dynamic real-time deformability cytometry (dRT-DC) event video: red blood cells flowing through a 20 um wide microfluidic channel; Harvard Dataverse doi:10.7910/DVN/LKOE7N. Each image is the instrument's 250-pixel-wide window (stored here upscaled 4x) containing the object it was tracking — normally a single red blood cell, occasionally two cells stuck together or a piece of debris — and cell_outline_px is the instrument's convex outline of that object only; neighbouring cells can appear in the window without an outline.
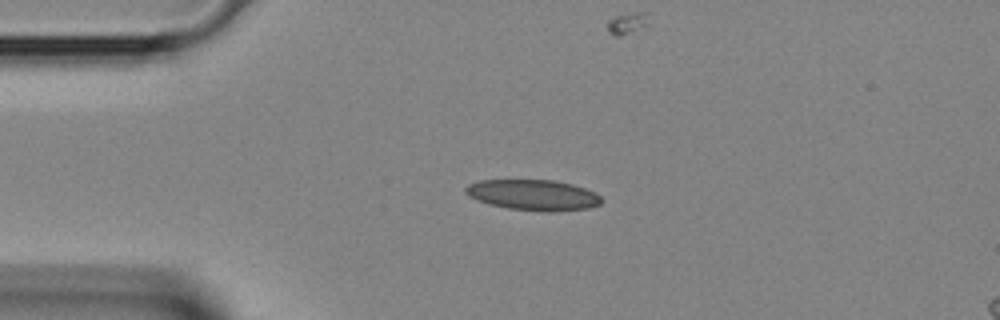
{"species": "Egyptian fruit bat (a non-hibernating species)", "species_latin": "Rousettus aegyptiacus", "temperature_condition": "room temperature", "stored_images_in_passage": 4, "camera_frame_rate_fps": 3000, "um_per_image_px": 0.085, "animal": {"sex": "female"}, "frame": {"image": 1, "passage_image": 2, "time_ms": 0.333, "image_size_px": [1000, 320], "cell_outline_px": [[604, 200], [600, 204], [588, 208], [552, 212], [548, 212], [508, 208], [476, 200], [468, 196], [464, 192], [464, 188], [468, 184], [480, 180], [552, 180], [572, 184], [596, 192]], "centroid_in_image_um": [45.33, 16.57], "position_along_channel_um": 39.7, "area_um2": 24.33}}